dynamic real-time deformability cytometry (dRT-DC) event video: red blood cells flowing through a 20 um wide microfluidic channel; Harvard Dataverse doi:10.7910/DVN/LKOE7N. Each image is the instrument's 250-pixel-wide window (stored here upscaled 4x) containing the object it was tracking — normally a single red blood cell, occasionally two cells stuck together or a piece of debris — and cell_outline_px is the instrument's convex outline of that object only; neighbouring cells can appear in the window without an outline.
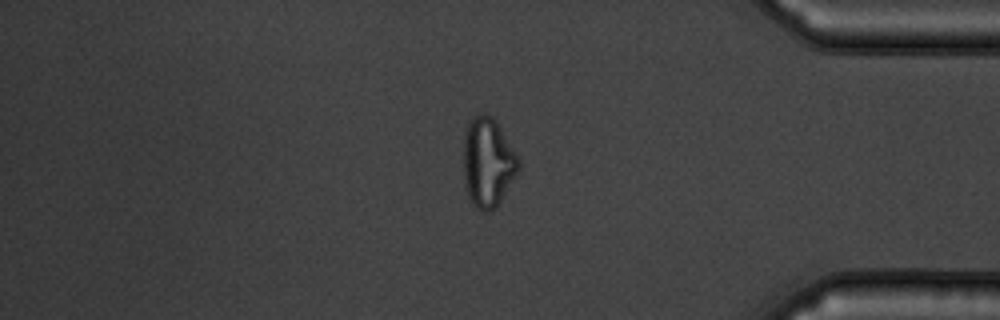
{"species": "common noctule bat (a hibernating species)", "species_latin": "Nyctalus noctula", "temperature_condition": "warm", "stored_images_in_passage": 35, "camera_frame_rate_fps": 3000, "um_per_image_px": 0.085, "animal": {"sex": "male", "body_mass_g": 19.5, "forearm_length_mm": 54.6}, "frame": {"image": 1, "passage_image": 30, "time_ms": 9.667, "image_size_px": [1000, 320], "cell_outline_px": [[520, 168], [496, 208], [488, 212], [480, 212], [472, 204], [468, 196], [464, 184], [464, 136], [468, 124], [472, 116], [480, 112], [492, 116], [496, 120], [520, 160]], "centroid_in_image_um": [41.46, 13.81], "position_along_channel_um": 393.7, "area_um2": 28.9}, "authors_computed_cell_mechanics": {"area_um2": 28.033, "velocity_mm_per_s": 3.7003, "shape_relaxation_time_tau1_ms": 10.2376, "shape_relaxation_time_tau2_ms": 0.9085, "deformation_change_tau1": 0.1929, "deformation_change_tau2": 0.0519}}